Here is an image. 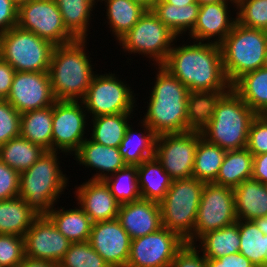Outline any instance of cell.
<instances>
[{
  "instance_id": "cell-1",
  "label": "cell",
  "mask_w": 267,
  "mask_h": 267,
  "mask_svg": "<svg viewBox=\"0 0 267 267\" xmlns=\"http://www.w3.org/2000/svg\"><path fill=\"white\" fill-rule=\"evenodd\" d=\"M174 46L161 66L189 91L231 89L223 69L220 44L194 41L190 45Z\"/></svg>"
},
{
  "instance_id": "cell-2",
  "label": "cell",
  "mask_w": 267,
  "mask_h": 267,
  "mask_svg": "<svg viewBox=\"0 0 267 267\" xmlns=\"http://www.w3.org/2000/svg\"><path fill=\"white\" fill-rule=\"evenodd\" d=\"M143 122L157 135L187 132L188 88L161 65Z\"/></svg>"
},
{
  "instance_id": "cell-3",
  "label": "cell",
  "mask_w": 267,
  "mask_h": 267,
  "mask_svg": "<svg viewBox=\"0 0 267 267\" xmlns=\"http://www.w3.org/2000/svg\"><path fill=\"white\" fill-rule=\"evenodd\" d=\"M87 39H76L54 47L49 75L52 92L59 101H82L94 77L87 55ZM86 43V44H85Z\"/></svg>"
},
{
  "instance_id": "cell-4",
  "label": "cell",
  "mask_w": 267,
  "mask_h": 267,
  "mask_svg": "<svg viewBox=\"0 0 267 267\" xmlns=\"http://www.w3.org/2000/svg\"><path fill=\"white\" fill-rule=\"evenodd\" d=\"M59 153L46 150L29 169L20 173L19 197L39 216L52 210L69 180L60 170Z\"/></svg>"
},
{
  "instance_id": "cell-5",
  "label": "cell",
  "mask_w": 267,
  "mask_h": 267,
  "mask_svg": "<svg viewBox=\"0 0 267 267\" xmlns=\"http://www.w3.org/2000/svg\"><path fill=\"white\" fill-rule=\"evenodd\" d=\"M256 116L231 88L216 104L214 115L202 137L226 151L246 148L250 125Z\"/></svg>"
},
{
  "instance_id": "cell-6",
  "label": "cell",
  "mask_w": 267,
  "mask_h": 267,
  "mask_svg": "<svg viewBox=\"0 0 267 267\" xmlns=\"http://www.w3.org/2000/svg\"><path fill=\"white\" fill-rule=\"evenodd\" d=\"M220 47L223 69L232 85L243 74L263 67L267 51V31L248 28L236 21Z\"/></svg>"
},
{
  "instance_id": "cell-7",
  "label": "cell",
  "mask_w": 267,
  "mask_h": 267,
  "mask_svg": "<svg viewBox=\"0 0 267 267\" xmlns=\"http://www.w3.org/2000/svg\"><path fill=\"white\" fill-rule=\"evenodd\" d=\"M204 185L205 182L194 177L174 180L160 202L162 227L185 242L193 236Z\"/></svg>"
},
{
  "instance_id": "cell-8",
  "label": "cell",
  "mask_w": 267,
  "mask_h": 267,
  "mask_svg": "<svg viewBox=\"0 0 267 267\" xmlns=\"http://www.w3.org/2000/svg\"><path fill=\"white\" fill-rule=\"evenodd\" d=\"M54 47L51 42L18 26L0 35V57L15 71L49 72Z\"/></svg>"
},
{
  "instance_id": "cell-9",
  "label": "cell",
  "mask_w": 267,
  "mask_h": 267,
  "mask_svg": "<svg viewBox=\"0 0 267 267\" xmlns=\"http://www.w3.org/2000/svg\"><path fill=\"white\" fill-rule=\"evenodd\" d=\"M176 37L152 10H146L131 30L118 41L124 52L143 54L159 66L166 61L173 42H177Z\"/></svg>"
},
{
  "instance_id": "cell-10",
  "label": "cell",
  "mask_w": 267,
  "mask_h": 267,
  "mask_svg": "<svg viewBox=\"0 0 267 267\" xmlns=\"http://www.w3.org/2000/svg\"><path fill=\"white\" fill-rule=\"evenodd\" d=\"M237 220L233 189L215 183H205L194 233L186 243L196 244L197 239L199 240L208 232L234 224Z\"/></svg>"
},
{
  "instance_id": "cell-11",
  "label": "cell",
  "mask_w": 267,
  "mask_h": 267,
  "mask_svg": "<svg viewBox=\"0 0 267 267\" xmlns=\"http://www.w3.org/2000/svg\"><path fill=\"white\" fill-rule=\"evenodd\" d=\"M114 74H95L82 100L92 118L101 115L132 113L135 94ZM134 94V95H133Z\"/></svg>"
},
{
  "instance_id": "cell-12",
  "label": "cell",
  "mask_w": 267,
  "mask_h": 267,
  "mask_svg": "<svg viewBox=\"0 0 267 267\" xmlns=\"http://www.w3.org/2000/svg\"><path fill=\"white\" fill-rule=\"evenodd\" d=\"M17 26L33 32L55 46L76 40L65 27L54 0H31L19 5Z\"/></svg>"
},
{
  "instance_id": "cell-13",
  "label": "cell",
  "mask_w": 267,
  "mask_h": 267,
  "mask_svg": "<svg viewBox=\"0 0 267 267\" xmlns=\"http://www.w3.org/2000/svg\"><path fill=\"white\" fill-rule=\"evenodd\" d=\"M202 134L194 132L162 134L155 142V157L171 179L192 178L195 153Z\"/></svg>"
},
{
  "instance_id": "cell-14",
  "label": "cell",
  "mask_w": 267,
  "mask_h": 267,
  "mask_svg": "<svg viewBox=\"0 0 267 267\" xmlns=\"http://www.w3.org/2000/svg\"><path fill=\"white\" fill-rule=\"evenodd\" d=\"M185 241L167 228L131 240L126 267H171Z\"/></svg>"
},
{
  "instance_id": "cell-15",
  "label": "cell",
  "mask_w": 267,
  "mask_h": 267,
  "mask_svg": "<svg viewBox=\"0 0 267 267\" xmlns=\"http://www.w3.org/2000/svg\"><path fill=\"white\" fill-rule=\"evenodd\" d=\"M80 103V104H79ZM82 101H59L53 104L52 151L72 153L80 148L87 125Z\"/></svg>"
},
{
  "instance_id": "cell-16",
  "label": "cell",
  "mask_w": 267,
  "mask_h": 267,
  "mask_svg": "<svg viewBox=\"0 0 267 267\" xmlns=\"http://www.w3.org/2000/svg\"><path fill=\"white\" fill-rule=\"evenodd\" d=\"M6 100L21 114L53 106L49 73L16 71Z\"/></svg>"
},
{
  "instance_id": "cell-17",
  "label": "cell",
  "mask_w": 267,
  "mask_h": 267,
  "mask_svg": "<svg viewBox=\"0 0 267 267\" xmlns=\"http://www.w3.org/2000/svg\"><path fill=\"white\" fill-rule=\"evenodd\" d=\"M24 239L25 256L57 264L71 244L47 215L38 216L34 220Z\"/></svg>"
},
{
  "instance_id": "cell-18",
  "label": "cell",
  "mask_w": 267,
  "mask_h": 267,
  "mask_svg": "<svg viewBox=\"0 0 267 267\" xmlns=\"http://www.w3.org/2000/svg\"><path fill=\"white\" fill-rule=\"evenodd\" d=\"M131 240L116 218L93 223L88 242L110 267H126Z\"/></svg>"
},
{
  "instance_id": "cell-19",
  "label": "cell",
  "mask_w": 267,
  "mask_h": 267,
  "mask_svg": "<svg viewBox=\"0 0 267 267\" xmlns=\"http://www.w3.org/2000/svg\"><path fill=\"white\" fill-rule=\"evenodd\" d=\"M228 1L236 8V0L201 5L192 32L189 34L193 41L220 44L231 32L237 18L229 15ZM230 17V18H229ZM215 36L217 38H215ZM214 37V40H210Z\"/></svg>"
},
{
  "instance_id": "cell-20",
  "label": "cell",
  "mask_w": 267,
  "mask_h": 267,
  "mask_svg": "<svg viewBox=\"0 0 267 267\" xmlns=\"http://www.w3.org/2000/svg\"><path fill=\"white\" fill-rule=\"evenodd\" d=\"M75 189H77L75 191L77 205H80L93 223L118 217L120 204L115 200L104 180L88 179Z\"/></svg>"
},
{
  "instance_id": "cell-21",
  "label": "cell",
  "mask_w": 267,
  "mask_h": 267,
  "mask_svg": "<svg viewBox=\"0 0 267 267\" xmlns=\"http://www.w3.org/2000/svg\"><path fill=\"white\" fill-rule=\"evenodd\" d=\"M131 239L140 238L162 228L160 203L139 199L120 204L118 217Z\"/></svg>"
},
{
  "instance_id": "cell-22",
  "label": "cell",
  "mask_w": 267,
  "mask_h": 267,
  "mask_svg": "<svg viewBox=\"0 0 267 267\" xmlns=\"http://www.w3.org/2000/svg\"><path fill=\"white\" fill-rule=\"evenodd\" d=\"M74 155L80 165L97 169L96 172L99 170L98 173L90 178L92 180H104L127 165L118 147L104 146L92 141L90 138H86L81 143L80 148Z\"/></svg>"
},
{
  "instance_id": "cell-23",
  "label": "cell",
  "mask_w": 267,
  "mask_h": 267,
  "mask_svg": "<svg viewBox=\"0 0 267 267\" xmlns=\"http://www.w3.org/2000/svg\"><path fill=\"white\" fill-rule=\"evenodd\" d=\"M238 220H255L267 216V185L245 180L233 189Z\"/></svg>"
},
{
  "instance_id": "cell-24",
  "label": "cell",
  "mask_w": 267,
  "mask_h": 267,
  "mask_svg": "<svg viewBox=\"0 0 267 267\" xmlns=\"http://www.w3.org/2000/svg\"><path fill=\"white\" fill-rule=\"evenodd\" d=\"M138 188L141 199L160 203L172 184L170 175L156 157L137 165Z\"/></svg>"
},
{
  "instance_id": "cell-25",
  "label": "cell",
  "mask_w": 267,
  "mask_h": 267,
  "mask_svg": "<svg viewBox=\"0 0 267 267\" xmlns=\"http://www.w3.org/2000/svg\"><path fill=\"white\" fill-rule=\"evenodd\" d=\"M228 91H189L187 101V132L202 134L211 122L216 104Z\"/></svg>"
},
{
  "instance_id": "cell-26",
  "label": "cell",
  "mask_w": 267,
  "mask_h": 267,
  "mask_svg": "<svg viewBox=\"0 0 267 267\" xmlns=\"http://www.w3.org/2000/svg\"><path fill=\"white\" fill-rule=\"evenodd\" d=\"M39 215L21 198L0 201V234L24 237Z\"/></svg>"
},
{
  "instance_id": "cell-27",
  "label": "cell",
  "mask_w": 267,
  "mask_h": 267,
  "mask_svg": "<svg viewBox=\"0 0 267 267\" xmlns=\"http://www.w3.org/2000/svg\"><path fill=\"white\" fill-rule=\"evenodd\" d=\"M47 216L71 243L89 241L93 222L79 205L69 210L53 207Z\"/></svg>"
},
{
  "instance_id": "cell-28",
  "label": "cell",
  "mask_w": 267,
  "mask_h": 267,
  "mask_svg": "<svg viewBox=\"0 0 267 267\" xmlns=\"http://www.w3.org/2000/svg\"><path fill=\"white\" fill-rule=\"evenodd\" d=\"M143 133L134 132L129 124L126 134L119 145V151L127 165H139L143 161L154 157L157 135L141 120Z\"/></svg>"
},
{
  "instance_id": "cell-29",
  "label": "cell",
  "mask_w": 267,
  "mask_h": 267,
  "mask_svg": "<svg viewBox=\"0 0 267 267\" xmlns=\"http://www.w3.org/2000/svg\"><path fill=\"white\" fill-rule=\"evenodd\" d=\"M231 88L257 114L267 109V69L250 71L243 74Z\"/></svg>"
},
{
  "instance_id": "cell-30",
  "label": "cell",
  "mask_w": 267,
  "mask_h": 267,
  "mask_svg": "<svg viewBox=\"0 0 267 267\" xmlns=\"http://www.w3.org/2000/svg\"><path fill=\"white\" fill-rule=\"evenodd\" d=\"M253 155L247 149L226 151L219 174L213 182L232 189L252 177Z\"/></svg>"
},
{
  "instance_id": "cell-31",
  "label": "cell",
  "mask_w": 267,
  "mask_h": 267,
  "mask_svg": "<svg viewBox=\"0 0 267 267\" xmlns=\"http://www.w3.org/2000/svg\"><path fill=\"white\" fill-rule=\"evenodd\" d=\"M53 106L21 114L20 136L31 143L52 150Z\"/></svg>"
},
{
  "instance_id": "cell-32",
  "label": "cell",
  "mask_w": 267,
  "mask_h": 267,
  "mask_svg": "<svg viewBox=\"0 0 267 267\" xmlns=\"http://www.w3.org/2000/svg\"><path fill=\"white\" fill-rule=\"evenodd\" d=\"M200 5L191 3L185 6L176 7L175 5L158 0L152 12L162 21L176 36H181L184 32H192L199 12Z\"/></svg>"
},
{
  "instance_id": "cell-33",
  "label": "cell",
  "mask_w": 267,
  "mask_h": 267,
  "mask_svg": "<svg viewBox=\"0 0 267 267\" xmlns=\"http://www.w3.org/2000/svg\"><path fill=\"white\" fill-rule=\"evenodd\" d=\"M200 251L205 258H215L239 253V220L234 224L208 232L199 240Z\"/></svg>"
},
{
  "instance_id": "cell-34",
  "label": "cell",
  "mask_w": 267,
  "mask_h": 267,
  "mask_svg": "<svg viewBox=\"0 0 267 267\" xmlns=\"http://www.w3.org/2000/svg\"><path fill=\"white\" fill-rule=\"evenodd\" d=\"M46 150L18 136L0 146V160L21 173L29 169Z\"/></svg>"
},
{
  "instance_id": "cell-35",
  "label": "cell",
  "mask_w": 267,
  "mask_h": 267,
  "mask_svg": "<svg viewBox=\"0 0 267 267\" xmlns=\"http://www.w3.org/2000/svg\"><path fill=\"white\" fill-rule=\"evenodd\" d=\"M106 4V16L110 32L118 41L139 21L146 12L141 5L130 0H100Z\"/></svg>"
},
{
  "instance_id": "cell-36",
  "label": "cell",
  "mask_w": 267,
  "mask_h": 267,
  "mask_svg": "<svg viewBox=\"0 0 267 267\" xmlns=\"http://www.w3.org/2000/svg\"><path fill=\"white\" fill-rule=\"evenodd\" d=\"M131 113L101 115L91 119L92 133L90 139L108 147H119L122 142Z\"/></svg>"
},
{
  "instance_id": "cell-37",
  "label": "cell",
  "mask_w": 267,
  "mask_h": 267,
  "mask_svg": "<svg viewBox=\"0 0 267 267\" xmlns=\"http://www.w3.org/2000/svg\"><path fill=\"white\" fill-rule=\"evenodd\" d=\"M65 27L76 39H86L95 0H54Z\"/></svg>"
},
{
  "instance_id": "cell-38",
  "label": "cell",
  "mask_w": 267,
  "mask_h": 267,
  "mask_svg": "<svg viewBox=\"0 0 267 267\" xmlns=\"http://www.w3.org/2000/svg\"><path fill=\"white\" fill-rule=\"evenodd\" d=\"M239 234V253L256 267H267V235L251 220H239Z\"/></svg>"
},
{
  "instance_id": "cell-39",
  "label": "cell",
  "mask_w": 267,
  "mask_h": 267,
  "mask_svg": "<svg viewBox=\"0 0 267 267\" xmlns=\"http://www.w3.org/2000/svg\"><path fill=\"white\" fill-rule=\"evenodd\" d=\"M225 153L226 150L202 137L195 153L193 177L205 183H213L219 174Z\"/></svg>"
},
{
  "instance_id": "cell-40",
  "label": "cell",
  "mask_w": 267,
  "mask_h": 267,
  "mask_svg": "<svg viewBox=\"0 0 267 267\" xmlns=\"http://www.w3.org/2000/svg\"><path fill=\"white\" fill-rule=\"evenodd\" d=\"M111 194L119 204L141 199L138 188L137 165H126L104 179Z\"/></svg>"
},
{
  "instance_id": "cell-41",
  "label": "cell",
  "mask_w": 267,
  "mask_h": 267,
  "mask_svg": "<svg viewBox=\"0 0 267 267\" xmlns=\"http://www.w3.org/2000/svg\"><path fill=\"white\" fill-rule=\"evenodd\" d=\"M59 267H110L89 242L71 243Z\"/></svg>"
},
{
  "instance_id": "cell-42",
  "label": "cell",
  "mask_w": 267,
  "mask_h": 267,
  "mask_svg": "<svg viewBox=\"0 0 267 267\" xmlns=\"http://www.w3.org/2000/svg\"><path fill=\"white\" fill-rule=\"evenodd\" d=\"M236 8L239 24L267 31V0H236Z\"/></svg>"
},
{
  "instance_id": "cell-43",
  "label": "cell",
  "mask_w": 267,
  "mask_h": 267,
  "mask_svg": "<svg viewBox=\"0 0 267 267\" xmlns=\"http://www.w3.org/2000/svg\"><path fill=\"white\" fill-rule=\"evenodd\" d=\"M24 257V237L0 234V267H18Z\"/></svg>"
},
{
  "instance_id": "cell-44",
  "label": "cell",
  "mask_w": 267,
  "mask_h": 267,
  "mask_svg": "<svg viewBox=\"0 0 267 267\" xmlns=\"http://www.w3.org/2000/svg\"><path fill=\"white\" fill-rule=\"evenodd\" d=\"M21 113L6 99H0V146L20 136Z\"/></svg>"
},
{
  "instance_id": "cell-45",
  "label": "cell",
  "mask_w": 267,
  "mask_h": 267,
  "mask_svg": "<svg viewBox=\"0 0 267 267\" xmlns=\"http://www.w3.org/2000/svg\"><path fill=\"white\" fill-rule=\"evenodd\" d=\"M246 148L253 156L267 153V120L261 115H257L250 125Z\"/></svg>"
},
{
  "instance_id": "cell-46",
  "label": "cell",
  "mask_w": 267,
  "mask_h": 267,
  "mask_svg": "<svg viewBox=\"0 0 267 267\" xmlns=\"http://www.w3.org/2000/svg\"><path fill=\"white\" fill-rule=\"evenodd\" d=\"M20 173L0 160V201L19 196Z\"/></svg>"
},
{
  "instance_id": "cell-47",
  "label": "cell",
  "mask_w": 267,
  "mask_h": 267,
  "mask_svg": "<svg viewBox=\"0 0 267 267\" xmlns=\"http://www.w3.org/2000/svg\"><path fill=\"white\" fill-rule=\"evenodd\" d=\"M198 247L196 244L185 243L174 257L171 267H207L206 258L199 253Z\"/></svg>"
},
{
  "instance_id": "cell-48",
  "label": "cell",
  "mask_w": 267,
  "mask_h": 267,
  "mask_svg": "<svg viewBox=\"0 0 267 267\" xmlns=\"http://www.w3.org/2000/svg\"><path fill=\"white\" fill-rule=\"evenodd\" d=\"M18 5L12 0H0V35L17 26Z\"/></svg>"
},
{
  "instance_id": "cell-49",
  "label": "cell",
  "mask_w": 267,
  "mask_h": 267,
  "mask_svg": "<svg viewBox=\"0 0 267 267\" xmlns=\"http://www.w3.org/2000/svg\"><path fill=\"white\" fill-rule=\"evenodd\" d=\"M207 267H256L240 253L230 254L218 259L206 258Z\"/></svg>"
},
{
  "instance_id": "cell-50",
  "label": "cell",
  "mask_w": 267,
  "mask_h": 267,
  "mask_svg": "<svg viewBox=\"0 0 267 267\" xmlns=\"http://www.w3.org/2000/svg\"><path fill=\"white\" fill-rule=\"evenodd\" d=\"M15 69L0 57V99L8 97Z\"/></svg>"
},
{
  "instance_id": "cell-51",
  "label": "cell",
  "mask_w": 267,
  "mask_h": 267,
  "mask_svg": "<svg viewBox=\"0 0 267 267\" xmlns=\"http://www.w3.org/2000/svg\"><path fill=\"white\" fill-rule=\"evenodd\" d=\"M251 179L267 185V153L253 156Z\"/></svg>"
},
{
  "instance_id": "cell-52",
  "label": "cell",
  "mask_w": 267,
  "mask_h": 267,
  "mask_svg": "<svg viewBox=\"0 0 267 267\" xmlns=\"http://www.w3.org/2000/svg\"><path fill=\"white\" fill-rule=\"evenodd\" d=\"M18 267H59L56 262H50L39 259H32L27 256L24 257Z\"/></svg>"
},
{
  "instance_id": "cell-53",
  "label": "cell",
  "mask_w": 267,
  "mask_h": 267,
  "mask_svg": "<svg viewBox=\"0 0 267 267\" xmlns=\"http://www.w3.org/2000/svg\"><path fill=\"white\" fill-rule=\"evenodd\" d=\"M253 221L255 222L259 230L264 233V235H267V216L257 218Z\"/></svg>"
},
{
  "instance_id": "cell-54",
  "label": "cell",
  "mask_w": 267,
  "mask_h": 267,
  "mask_svg": "<svg viewBox=\"0 0 267 267\" xmlns=\"http://www.w3.org/2000/svg\"><path fill=\"white\" fill-rule=\"evenodd\" d=\"M141 5L146 10H152L158 0H130Z\"/></svg>"
},
{
  "instance_id": "cell-55",
  "label": "cell",
  "mask_w": 267,
  "mask_h": 267,
  "mask_svg": "<svg viewBox=\"0 0 267 267\" xmlns=\"http://www.w3.org/2000/svg\"><path fill=\"white\" fill-rule=\"evenodd\" d=\"M163 1L175 5L176 7L185 6L191 3H196V0H163Z\"/></svg>"
},
{
  "instance_id": "cell-56",
  "label": "cell",
  "mask_w": 267,
  "mask_h": 267,
  "mask_svg": "<svg viewBox=\"0 0 267 267\" xmlns=\"http://www.w3.org/2000/svg\"><path fill=\"white\" fill-rule=\"evenodd\" d=\"M226 0H196V3H198L200 6L204 4H210V3H217V2H223Z\"/></svg>"
},
{
  "instance_id": "cell-57",
  "label": "cell",
  "mask_w": 267,
  "mask_h": 267,
  "mask_svg": "<svg viewBox=\"0 0 267 267\" xmlns=\"http://www.w3.org/2000/svg\"><path fill=\"white\" fill-rule=\"evenodd\" d=\"M15 4L18 6L27 2H30L31 0H12Z\"/></svg>"
},
{
  "instance_id": "cell-58",
  "label": "cell",
  "mask_w": 267,
  "mask_h": 267,
  "mask_svg": "<svg viewBox=\"0 0 267 267\" xmlns=\"http://www.w3.org/2000/svg\"><path fill=\"white\" fill-rule=\"evenodd\" d=\"M260 115L267 120V109L264 110Z\"/></svg>"
},
{
  "instance_id": "cell-59",
  "label": "cell",
  "mask_w": 267,
  "mask_h": 267,
  "mask_svg": "<svg viewBox=\"0 0 267 267\" xmlns=\"http://www.w3.org/2000/svg\"><path fill=\"white\" fill-rule=\"evenodd\" d=\"M263 67L267 69V51H266L265 61H264Z\"/></svg>"
}]
</instances>
